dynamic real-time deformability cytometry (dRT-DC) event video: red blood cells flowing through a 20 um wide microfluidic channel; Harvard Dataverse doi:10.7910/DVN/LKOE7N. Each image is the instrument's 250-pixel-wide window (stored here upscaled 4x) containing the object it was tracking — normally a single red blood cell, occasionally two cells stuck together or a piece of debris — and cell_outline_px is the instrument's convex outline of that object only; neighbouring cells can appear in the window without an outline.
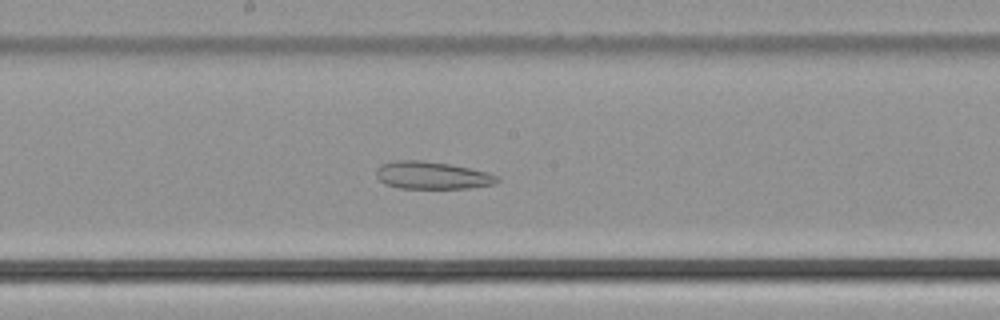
{"species": "common noctule bat (a hibernating species)", "species_latin": "Nyctalus noctula", "temperature_condition": "cold", "stored_images_in_passage": 45, "camera_frame_rate_fps": 3000, "um_per_image_px": 0.085, "animal": {"sex": "male", "body_mass_g": 21.5, "forearm_length_mm": 52.0}, "frame": {"image": 1, "passage_image": 22, "time_ms": 7.0, "image_size_px": [1000, 320], "cell_outline_px": [[500, 180], [492, 184], [472, 188], [400, 188], [384, 184], [376, 176], [376, 168], [380, 164], [396, 160], [420, 160], [448, 164], [488, 172], [500, 176]], "centroid_in_image_um": [36.71, 14.9], "position_along_channel_um": 211.5, "area_um2": 19.42}}
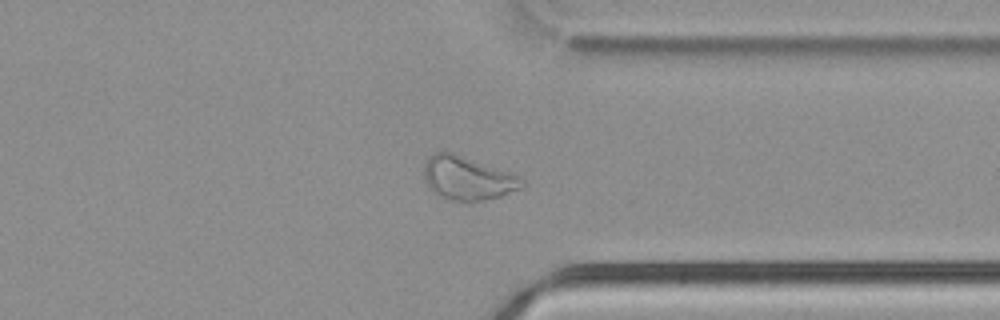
{"frame": {"image": 2, "passage_image": 34, "time_ms": 11.0, "image_size_px": [1000, 320], "cell_outline_px": [[524, 188], [500, 196], [468, 204], [448, 200], [436, 196], [428, 188], [424, 176], [424, 164], [428, 156], [444, 148], [520, 176], [524, 180]], "centroid_in_image_um": [39.71, 15.15], "position_along_channel_um": 371.7, "area_um2": 25.95}}
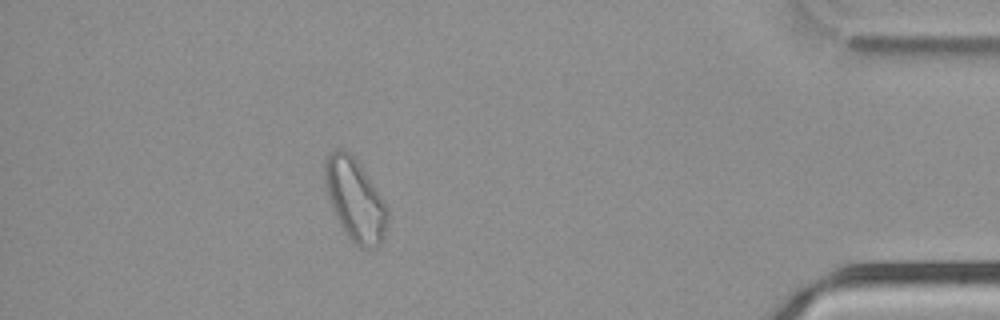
{"frame": {"image": 3, "passage_image": 40, "time_ms": 13.0, "image_size_px": [1000, 320], "cell_outline_px": [[388, 220], [384, 240], [380, 244], [364, 252], [344, 232], [332, 208], [324, 184], [324, 160], [328, 152], [336, 148], [344, 148], [356, 160], [380, 196], [388, 212]], "centroid_in_image_um": [30.15, 17.0], "position_along_channel_um": 405.0, "area_um2": 29.94}}